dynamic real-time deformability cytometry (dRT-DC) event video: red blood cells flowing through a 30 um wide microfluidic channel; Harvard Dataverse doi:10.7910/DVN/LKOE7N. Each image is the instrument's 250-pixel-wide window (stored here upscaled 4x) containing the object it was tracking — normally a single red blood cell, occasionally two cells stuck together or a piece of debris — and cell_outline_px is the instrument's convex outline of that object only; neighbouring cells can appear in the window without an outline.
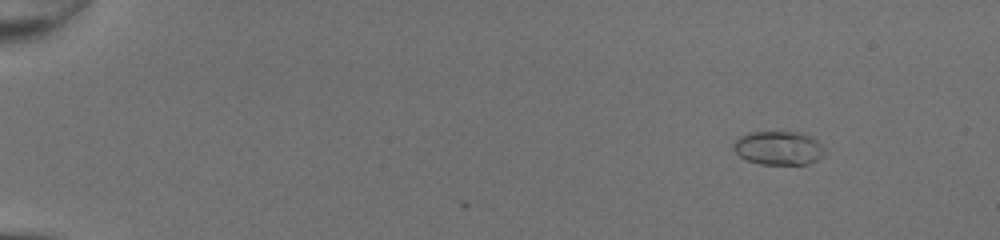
{"species": "common noctule bat (a hibernating species)", "species_latin": "Nyctalus noctula", "temperature_condition": "room temperature", "stored_images_in_passage": 3, "camera_frame_rate_fps": 3000, "um_per_image_px": 0.085, "animal": {"sex": "female", "body_mass_g": 20.0, "forearm_length_mm": 54.0}, "frame": {"image": 1, "passage_image": 1, "time_ms": 0.0, "image_size_px": [1000, 240], "cell_outline_px": [[828, 152], [816, 160], [808, 164], [760, 164], [748, 160], [740, 156], [732, 148], [732, 144], [740, 136], [748, 132], [800, 132], [816, 140]], "centroid_in_image_um": [66.17, 12.58], "position_along_channel_um": 18.8, "area_um2": 17.92}}